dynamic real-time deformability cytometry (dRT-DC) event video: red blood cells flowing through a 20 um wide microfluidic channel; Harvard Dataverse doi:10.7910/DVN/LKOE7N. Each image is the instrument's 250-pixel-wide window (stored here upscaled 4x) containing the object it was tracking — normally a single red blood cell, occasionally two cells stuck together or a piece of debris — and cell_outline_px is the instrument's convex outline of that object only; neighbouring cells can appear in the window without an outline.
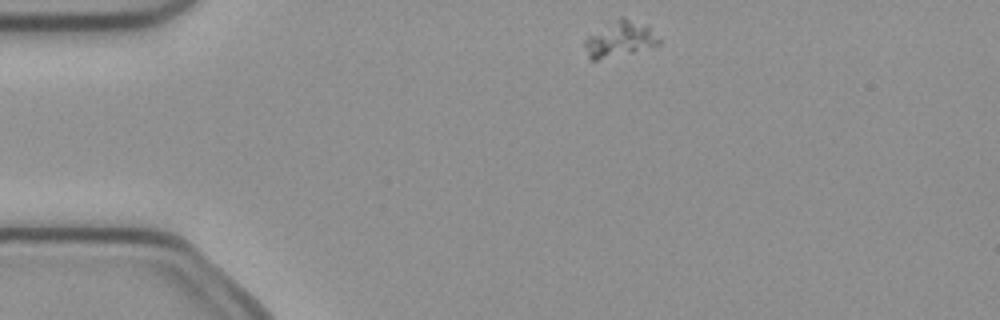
{"species": "common noctule bat (a hibernating species)", "species_latin": "Nyctalus noctula", "temperature_condition": "cold", "stored_images_in_passage": 3, "camera_frame_rate_fps": 3000, "um_per_image_px": 0.085, "animal": {"sex": "female", "body_mass_g": 21.9}, "frame": {"image": 1, "passage_image": 1, "time_ms": 0.0, "image_size_px": [1000, 320], "cell_outline_px": [[660, 44], [632, 52], [596, 60], [592, 60], [588, 56], [584, 44], [584, 40], [588, 36], [620, 16], [624, 16], [648, 24], [660, 40]], "centroid_in_image_um": [52.71, 3.29], "position_along_channel_um": 32.3, "area_um2": 15.32}}
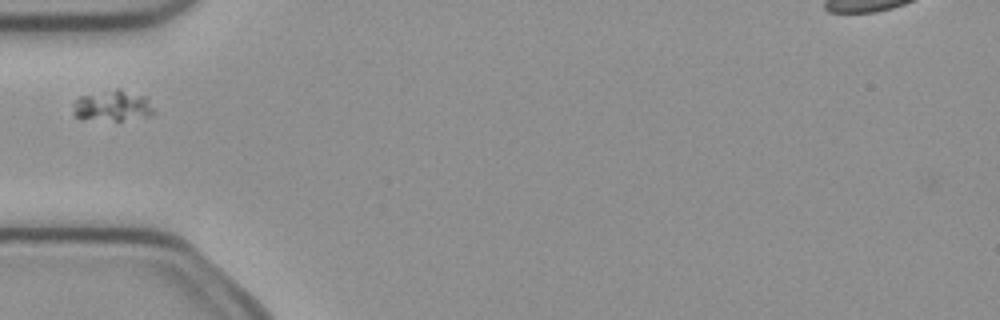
{"frame": {"image": 2, "passage_image": 3, "time_ms": 0.667, "image_size_px": [1000, 320], "cell_outline_px": [[156, 112], [148, 116], [120, 120], [80, 120], [72, 112], [72, 104], [80, 96], [116, 88], [120, 88], [144, 96], [156, 108]], "centroid_in_image_um": [9.55, 8.99], "position_along_channel_um": 75.5, "area_um2": 14.8}}